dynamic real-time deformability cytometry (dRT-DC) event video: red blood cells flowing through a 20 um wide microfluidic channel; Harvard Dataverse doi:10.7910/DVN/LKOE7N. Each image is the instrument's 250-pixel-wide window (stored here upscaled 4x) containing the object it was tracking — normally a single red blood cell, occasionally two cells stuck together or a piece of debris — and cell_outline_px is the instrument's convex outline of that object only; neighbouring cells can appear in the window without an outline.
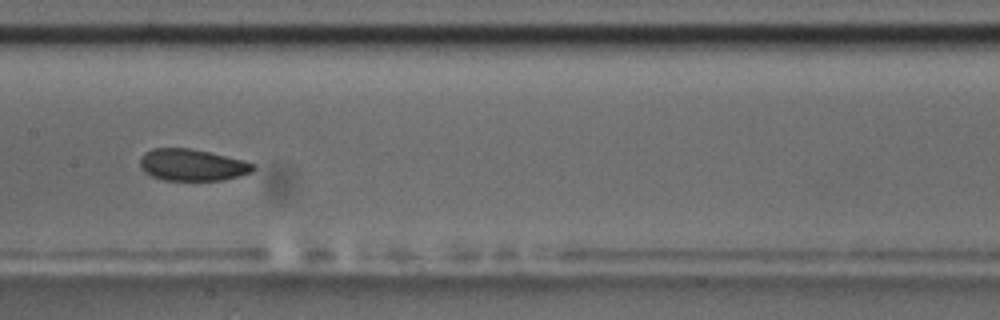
{"species": "common noctule bat (a hibernating species)", "species_latin": "Nyctalus noctula", "temperature_condition": "room temperature", "stored_images_in_passage": 11, "camera_frame_rate_fps": 3000, "um_per_image_px": 0.085, "animal": {"sex": "male", "body_mass_g": 17.5, "forearm_length_mm": 52.3}, "frame": {"image": 1, "passage_image": 8, "time_ms": 9.0, "image_size_px": [1000, 320], "cell_outline_px": [[256, 168], [252, 172], [240, 176], [224, 180], [164, 180], [152, 176], [144, 172], [140, 168], [140, 156], [144, 152], [152, 148], [188, 148], [208, 152], [244, 160], [256, 164]], "centroid_in_image_um": [16.34, 14.02], "position_along_channel_um": 191.1, "area_um2": 21.1}}